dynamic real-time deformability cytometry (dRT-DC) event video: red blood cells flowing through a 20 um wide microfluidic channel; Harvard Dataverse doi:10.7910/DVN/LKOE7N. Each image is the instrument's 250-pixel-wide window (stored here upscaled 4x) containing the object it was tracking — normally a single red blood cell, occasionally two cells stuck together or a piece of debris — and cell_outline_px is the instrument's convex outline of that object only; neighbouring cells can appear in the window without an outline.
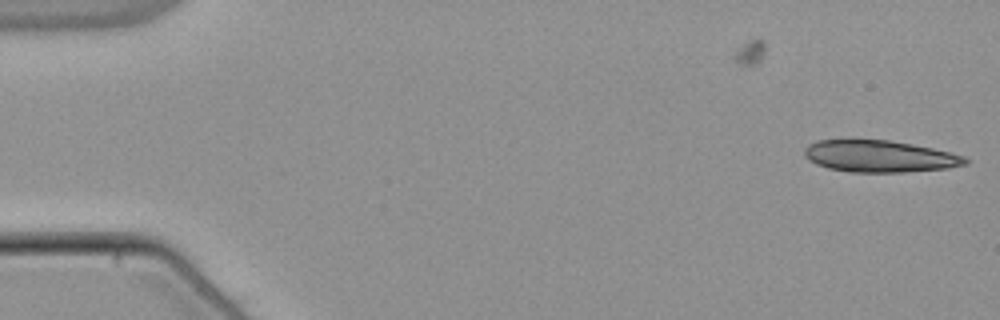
{"species": "common noctule bat (a hibernating species)", "species_latin": "Nyctalus noctula", "temperature_condition": "warm", "stored_images_in_passage": 8, "camera_frame_rate_fps": 3000, "um_per_image_px": 0.085, "animal": {"sex": "male", "body_mass_g": 21.5, "forearm_length_mm": 52.0}, "frame": {"image": 1, "passage_image": 8, "time_ms": 2.333, "image_size_px": [1000, 320], "cell_outline_px": [[968, 164], [948, 168], [908, 172], [848, 172], [828, 168], [816, 164], [808, 160], [804, 156], [804, 148], [808, 144], [816, 140], [852, 136], [888, 140], [912, 144], [952, 152], [964, 156], [968, 160]], "centroid_in_image_um": [74.68, 13.24], "position_along_channel_um": 10.3, "area_um2": 31.04}}